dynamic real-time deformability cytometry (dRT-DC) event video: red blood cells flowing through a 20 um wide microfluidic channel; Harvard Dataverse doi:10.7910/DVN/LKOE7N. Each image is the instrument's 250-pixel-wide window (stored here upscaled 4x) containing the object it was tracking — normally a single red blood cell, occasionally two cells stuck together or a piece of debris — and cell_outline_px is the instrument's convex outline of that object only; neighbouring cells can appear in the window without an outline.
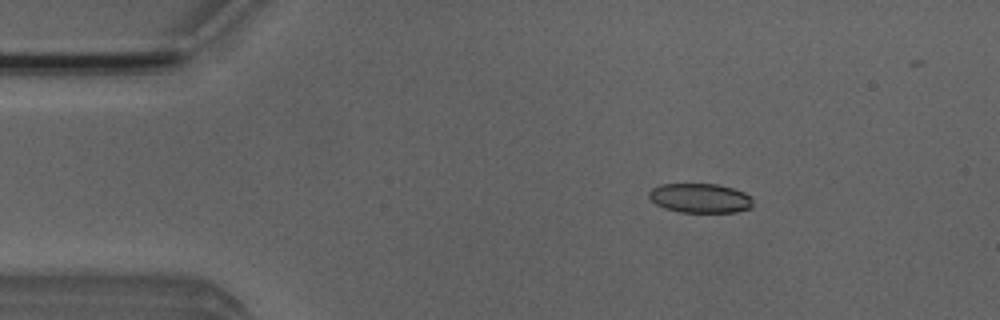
{"species": "Egyptian fruit bat (a non-hibernating species)", "species_latin": "Rousettus aegyptiacus", "temperature_condition": "room temperature", "stored_images_in_passage": 45, "camera_frame_rate_fps": 3000, "um_per_image_px": 0.085, "animal": {"sex": "male"}, "frame": {"image": 1, "passage_image": 2, "time_ms": 0.333, "image_size_px": [1000, 320], "cell_outline_px": [[752, 208], [736, 212], [680, 212], [664, 208], [656, 204], [648, 196], [648, 192], [652, 188], [660, 184], [716, 184], [732, 188], [744, 192], [752, 196]], "centroid_in_image_um": [59.52, 16.84], "position_along_channel_um": 25.5, "area_um2": 17.92}}
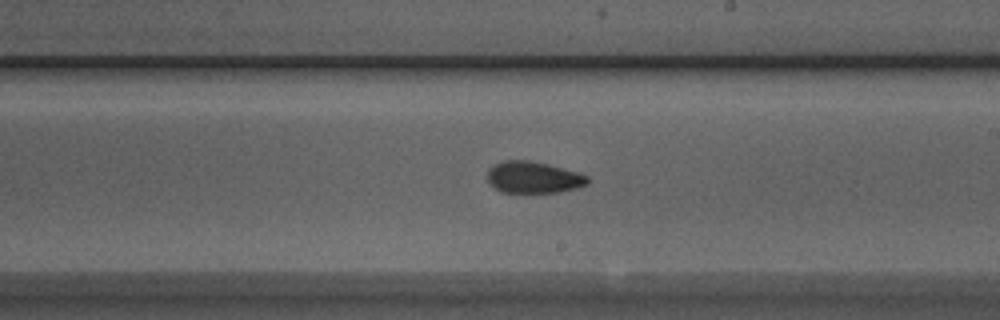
{"frame": {"image": 2, "passage_image": 23, "time_ms": 7.333, "image_size_px": [1000, 320], "cell_outline_px": [[588, 184], [576, 188], [560, 192], [500, 192], [488, 184], [488, 168], [492, 164], [504, 160], [532, 160], [580, 172], [588, 176]], "centroid_in_image_um": [45.32, 15.06], "position_along_channel_um": 243.7, "area_um2": 18.79}}
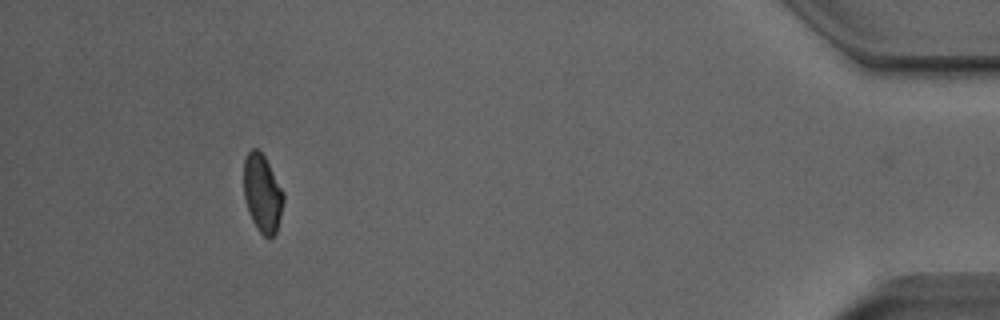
{"frame": {"image": 3, "passage_image": 41, "time_ms": 13.333, "image_size_px": [1000, 320], "cell_outline_px": [[284, 200], [276, 232], [268, 240], [256, 228], [252, 220], [244, 196], [244, 160], [248, 152], [252, 148], [256, 148], [264, 156], [284, 192]], "centroid_in_image_um": [22.3, 16.44], "position_along_channel_um": 412.9, "area_um2": 17.86}, "authors_computed_cell_mechanics": {"area_um2": 18.6694, "velocity_mm_per_s": 3.9823, "shape_relaxation_time_tau1_ms": null, "shape_relaxation_time_tau2_ms": 2.7897, "deformation_change_tau1": null, "deformation_change_tau2": 0.0889}}